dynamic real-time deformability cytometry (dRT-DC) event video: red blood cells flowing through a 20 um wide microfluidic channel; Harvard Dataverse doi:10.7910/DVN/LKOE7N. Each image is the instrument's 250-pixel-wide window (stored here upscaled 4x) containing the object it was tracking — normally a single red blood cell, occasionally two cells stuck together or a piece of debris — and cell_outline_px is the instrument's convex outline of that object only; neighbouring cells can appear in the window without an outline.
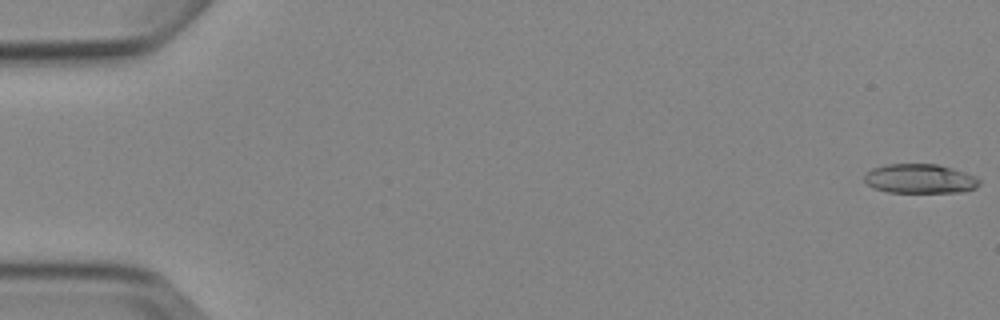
{"species": "Egyptian fruit bat (a non-hibernating species)", "species_latin": "Rousettus aegyptiacus", "temperature_condition": "cold", "stored_images_in_passage": 4, "camera_frame_rate_fps": 3000, "um_per_image_px": 0.085, "animal": {"sex": "female"}, "frame": {"image": 1, "passage_image": 1, "time_ms": 0.0, "image_size_px": [1000, 320], "cell_outline_px": [[980, 184], [976, 188], [964, 192], [888, 192], [872, 188], [864, 180], [864, 176], [872, 168], [884, 164], [936, 164], [952, 168], [976, 176], [980, 180]], "centroid_in_image_um": [78.2, 15.19], "position_along_channel_um": 6.8, "area_um2": 19.77}}